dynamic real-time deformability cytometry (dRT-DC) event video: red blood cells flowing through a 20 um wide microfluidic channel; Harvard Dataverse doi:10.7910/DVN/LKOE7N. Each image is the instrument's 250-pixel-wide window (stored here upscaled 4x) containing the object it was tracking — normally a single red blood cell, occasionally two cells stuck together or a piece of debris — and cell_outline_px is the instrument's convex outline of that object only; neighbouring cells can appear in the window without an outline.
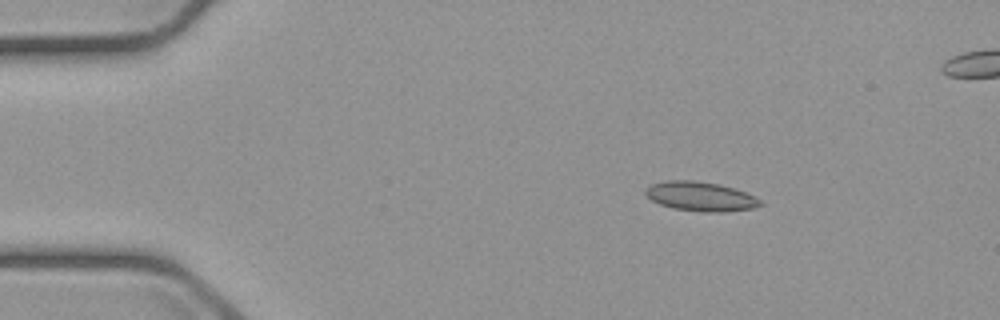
{"species": "common noctule bat (a hibernating species)", "species_latin": "Nyctalus noctula", "temperature_condition": "cold", "stored_images_in_passage": 5, "camera_frame_rate_fps": 3000, "um_per_image_px": 0.085, "animal": {"sex": "male", "body_mass_g": 23.1, "forearm_length_mm": 52.7}, "frame": {"image": 1, "passage_image": 3, "time_ms": 2.333, "image_size_px": [1000, 320], "cell_outline_px": [[764, 204], [752, 208], [724, 212], [700, 212], [672, 208], [660, 204], [652, 200], [644, 192], [644, 188], [652, 184], [668, 180], [696, 180], [720, 184], [736, 188], [760, 200]], "centroid_in_image_um": [59.53, 16.69], "position_along_channel_um": 25.5, "area_um2": 19.71}}